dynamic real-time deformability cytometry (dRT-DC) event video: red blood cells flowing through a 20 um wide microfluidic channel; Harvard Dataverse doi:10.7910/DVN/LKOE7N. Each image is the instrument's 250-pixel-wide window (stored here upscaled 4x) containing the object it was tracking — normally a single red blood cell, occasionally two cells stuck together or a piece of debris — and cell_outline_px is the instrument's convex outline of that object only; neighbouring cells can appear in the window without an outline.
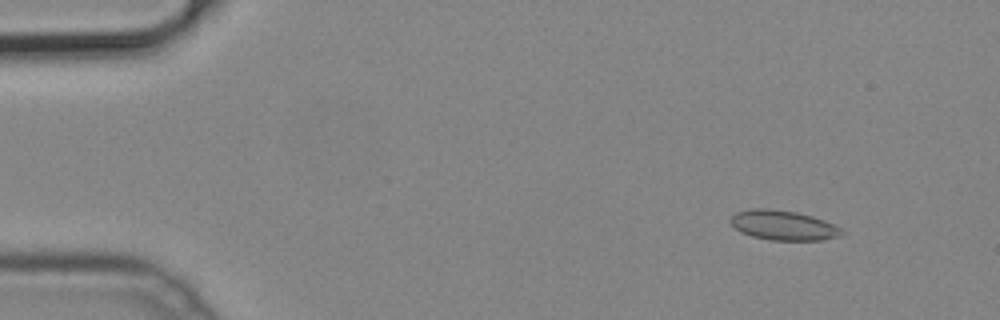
{"species": "common noctule bat (a hibernating species)", "species_latin": "Nyctalus noctula", "temperature_condition": "cold", "stored_images_in_passage": 51, "camera_frame_rate_fps": 3000, "um_per_image_px": 0.085, "animal": {"sex": "male", "body_mass_g": 19.2, "forearm_length_mm": 51.8}, "frame": {"image": 1, "passage_image": 5, "time_ms": 1.333, "image_size_px": [1000, 320], "cell_outline_px": [[844, 232], [840, 236], [820, 240], [772, 240], [752, 236], [740, 232], [728, 220], [736, 212], [752, 208], [768, 208], [796, 212], [812, 216], [824, 220], [840, 228]], "centroid_in_image_um": [66.55, 19.14], "position_along_channel_um": 18.4, "area_um2": 19.19}}
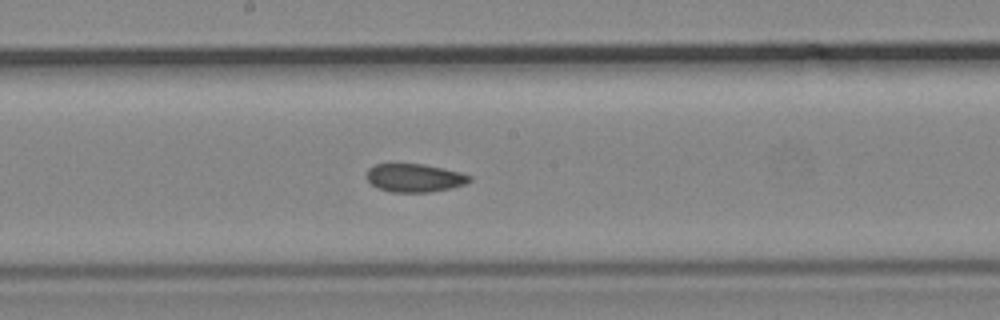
{"frame": {"image": 2, "passage_image": 27, "time_ms": 8.667, "image_size_px": [1000, 320], "cell_outline_px": [[472, 180], [464, 184], [452, 188], [428, 192], [392, 192], [376, 188], [368, 180], [368, 168], [376, 164], [424, 164], [444, 168], [460, 172], [472, 176]], "centroid_in_image_um": [35.26, 15.12], "position_along_channel_um": 212.9, "area_um2": 16.94}}
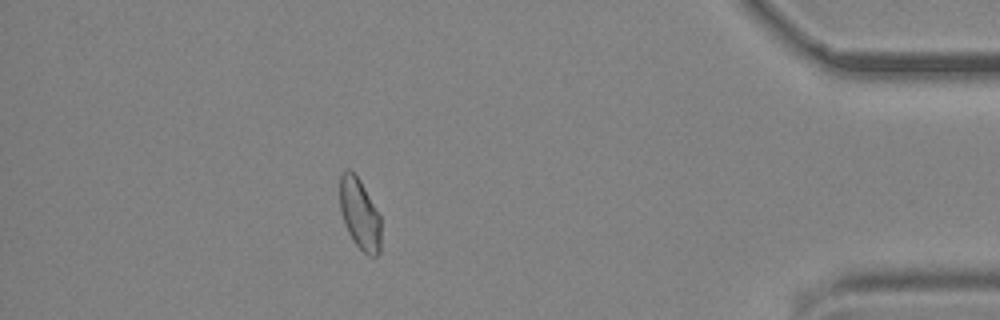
{"frame": {"image": 3, "passage_image": 45, "time_ms": 14.667, "image_size_px": [1000, 320], "cell_outline_px": [[380, 252], [376, 256], [368, 256], [352, 240], [344, 224], [340, 212], [340, 176], [348, 168], [360, 180], [380, 216]], "centroid_in_image_um": [30.56, 18.22], "position_along_channel_um": 404.6, "area_um2": 16.88}}